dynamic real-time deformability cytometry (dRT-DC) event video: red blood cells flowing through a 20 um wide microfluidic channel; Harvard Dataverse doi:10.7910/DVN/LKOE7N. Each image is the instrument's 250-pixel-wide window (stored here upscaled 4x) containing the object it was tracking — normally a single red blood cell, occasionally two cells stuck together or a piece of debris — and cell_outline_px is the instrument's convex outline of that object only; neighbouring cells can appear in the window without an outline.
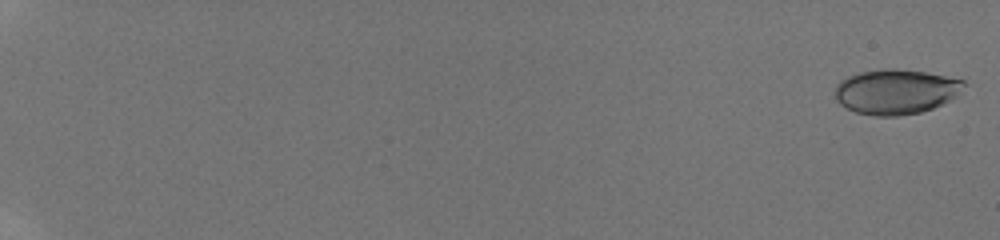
{"species": "human", "species_latin": "Homo sapiens", "temperature_condition": "room temperature", "stored_images_in_passage": 21, "camera_frame_rate_fps": 3000, "um_per_image_px": 0.085, "donor": {"sex": "male"}, "frame": {"image": 1, "passage_image": 2, "time_ms": 0.333, "image_size_px": [1000, 240], "cell_outline_px": [[968, 84], [948, 100], [932, 108], [920, 112], [896, 116], [876, 116], [856, 112], [840, 104], [836, 100], [836, 84], [840, 80], [848, 76], [860, 72], [884, 68], [896, 68], [924, 72], [964, 80]], "centroid_in_image_um": [76.11, 7.78], "position_along_channel_um": 8.9, "area_um2": 33.47}}